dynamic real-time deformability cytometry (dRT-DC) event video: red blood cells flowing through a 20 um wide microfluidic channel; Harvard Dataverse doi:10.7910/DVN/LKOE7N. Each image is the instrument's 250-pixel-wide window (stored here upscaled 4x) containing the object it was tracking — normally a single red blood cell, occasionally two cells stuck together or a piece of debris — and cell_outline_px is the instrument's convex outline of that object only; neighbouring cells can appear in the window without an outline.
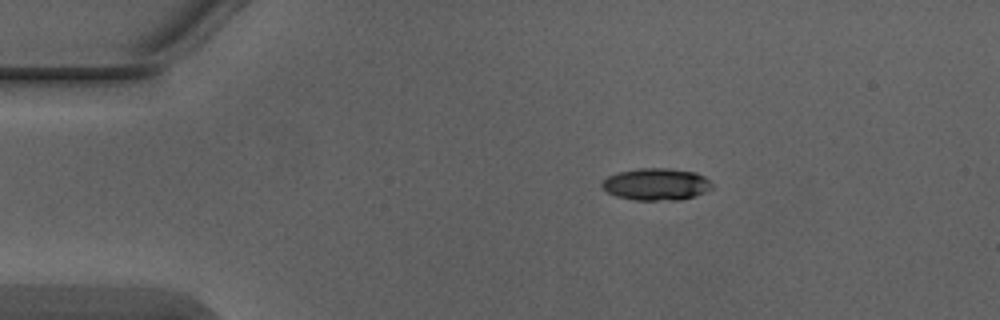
{"species": "Egyptian fruit bat (a non-hibernating species)", "species_latin": "Rousettus aegyptiacus", "temperature_condition": "warm", "stored_images_in_passage": 4, "camera_frame_rate_fps": 3000, "um_per_image_px": 0.085, "animal": {"sex": "male"}, "frame": {"image": 1, "passage_image": 4, "time_ms": 1.0, "image_size_px": [1000, 320], "cell_outline_px": [[712, 188], [696, 196], [680, 200], [636, 200], [616, 196], [608, 192], [600, 184], [600, 180], [608, 176], [620, 172], [640, 168], [668, 168], [696, 172], [704, 176], [712, 184]], "centroid_in_image_um": [55.78, 15.66], "position_along_channel_um": 29.2, "area_um2": 20.58}}